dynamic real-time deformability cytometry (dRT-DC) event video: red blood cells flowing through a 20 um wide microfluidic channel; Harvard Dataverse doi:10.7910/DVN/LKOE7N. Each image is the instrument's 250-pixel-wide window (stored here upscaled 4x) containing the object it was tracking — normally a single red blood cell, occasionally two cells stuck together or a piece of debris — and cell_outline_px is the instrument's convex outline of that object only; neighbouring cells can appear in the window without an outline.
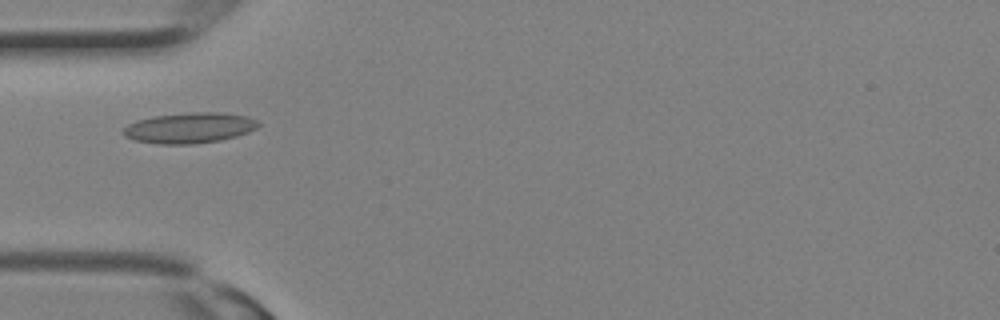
{"species": "Egyptian fruit bat (a non-hibernating species)", "species_latin": "Rousettus aegyptiacus", "temperature_condition": "room temperature", "stored_images_in_passage": 15, "camera_frame_rate_fps": 3000, "um_per_image_px": 0.085, "animal": {"sex": "female"}, "frame": {"image": 1, "passage_image": 3, "time_ms": 0.667, "image_size_px": [1000, 320], "cell_outline_px": [[260, 124], [256, 128], [248, 132], [236, 136], [220, 140], [192, 144], [160, 144], [136, 140], [124, 136], [120, 132], [128, 124], [136, 120], [152, 116], [188, 112], [220, 112], [248, 116], [256, 120]], "centroid_in_image_um": [16.08, 10.86], "position_along_channel_um": 68.9, "area_um2": 24.16}}
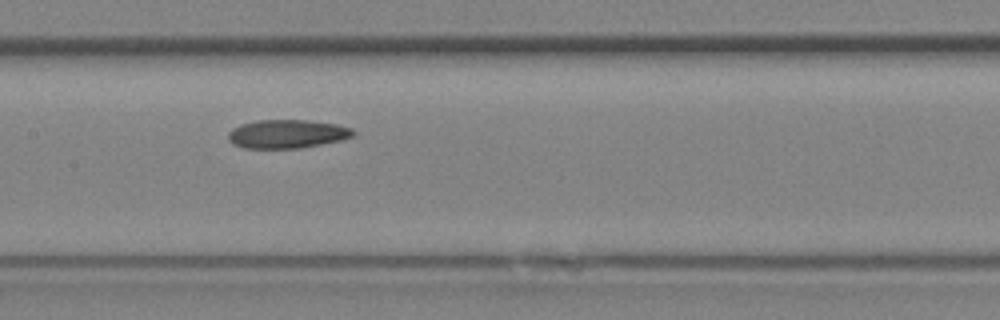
{"frame": {"image": 2, "passage_image": 8, "time_ms": 2.333, "image_size_px": [1000, 320], "cell_outline_px": [[356, 132], [352, 136], [340, 140], [300, 148], [244, 148], [232, 144], [228, 140], [228, 132], [232, 128], [240, 124], [260, 120], [308, 120], [336, 124], [352, 128]], "centroid_in_image_um": [24.37, 11.38], "position_along_channel_um": 183.0, "area_um2": 20.81}}
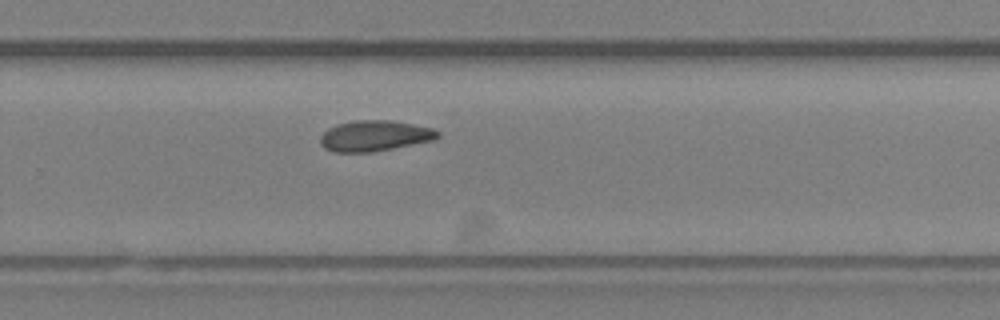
{"frame": {"image": 3, "passage_image": 13, "time_ms": 4.0, "image_size_px": [1000, 320], "cell_outline_px": [[440, 136], [432, 140], [372, 152], [332, 152], [324, 148], [320, 144], [320, 136], [328, 128], [336, 124], [356, 120], [388, 120], [412, 124], [432, 128], [440, 132]], "centroid_in_image_um": [31.8, 11.54], "position_along_channel_um": 298.0, "area_um2": 20.92}}